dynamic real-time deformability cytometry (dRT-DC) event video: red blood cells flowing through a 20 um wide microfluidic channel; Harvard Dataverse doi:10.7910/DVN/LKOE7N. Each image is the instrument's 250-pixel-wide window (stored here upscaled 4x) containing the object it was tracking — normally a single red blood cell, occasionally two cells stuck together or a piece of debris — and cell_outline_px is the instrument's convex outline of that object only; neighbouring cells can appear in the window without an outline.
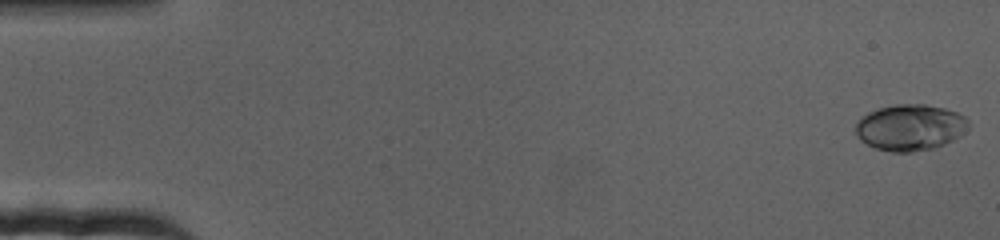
{"species": "human", "species_latin": "Homo sapiens", "temperature_condition": "cold", "stored_images_in_passage": 73, "camera_frame_rate_fps": 3000, "um_per_image_px": 0.085, "donor": {"sex": "female"}, "frame": {"image": 1, "passage_image": 1, "time_ms": 0.0, "image_size_px": [1000, 240], "cell_outline_px": [[968, 124], [960, 136], [944, 144], [932, 148], [912, 152], [892, 152], [876, 148], [860, 140], [856, 136], [856, 124], [868, 112], [880, 108], [896, 104], [924, 104], [944, 108], [956, 112], [964, 116], [968, 120]], "centroid_in_image_um": [77.35, 10.83], "position_along_channel_um": 7.6, "area_um2": 30.06}}
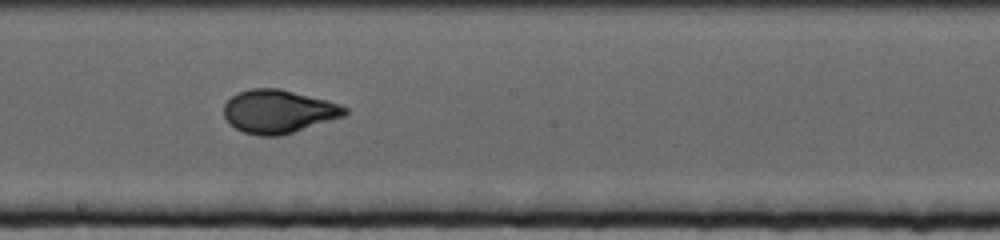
{"frame": {"image": 2, "passage_image": 41, "time_ms": 13.333, "image_size_px": [1000, 240], "cell_outline_px": [[348, 112], [344, 116], [280, 136], [260, 136], [244, 132], [228, 124], [224, 116], [224, 104], [232, 96], [240, 92], [252, 88], [280, 88], [340, 104], [348, 108]], "centroid_in_image_um": [23.65, 9.48], "position_along_channel_um": 224.6, "area_um2": 30.4}}
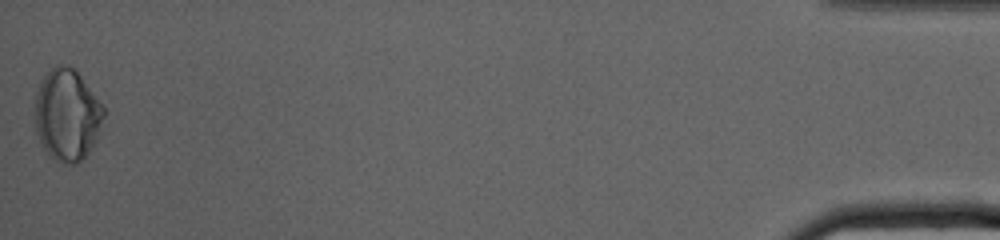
{"frame": {"image": 3, "passage_image": 73, "time_ms": 24.0, "image_size_px": [1000, 240], "cell_outline_px": [[104, 116], [100, 132], [96, 140], [88, 152], [76, 164], [60, 164], [48, 156], [36, 132], [36, 96], [40, 84], [44, 76], [56, 64], [68, 64], [80, 76], [104, 104]], "centroid_in_image_um": [5.73, 9.79], "position_along_channel_um": 429.5, "area_um2": 36.76}}